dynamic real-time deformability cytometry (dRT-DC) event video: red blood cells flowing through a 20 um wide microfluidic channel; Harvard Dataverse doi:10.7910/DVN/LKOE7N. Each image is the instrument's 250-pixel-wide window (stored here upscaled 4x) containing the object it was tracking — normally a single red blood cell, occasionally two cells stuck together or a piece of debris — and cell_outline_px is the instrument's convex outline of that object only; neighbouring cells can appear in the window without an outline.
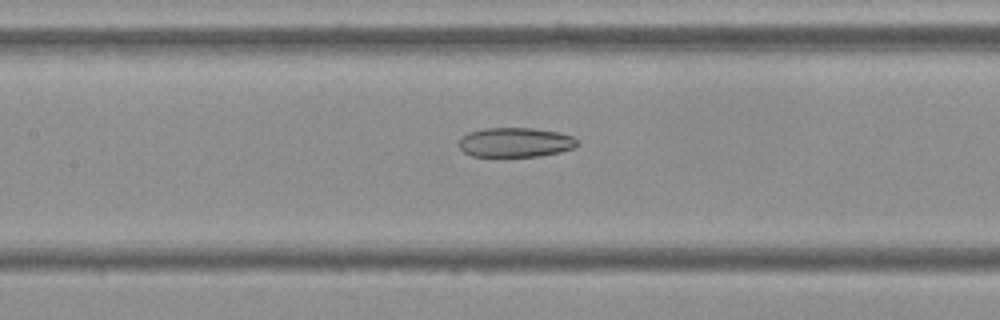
{"species": "Egyptian fruit bat (a non-hibernating species)", "species_latin": "Rousettus aegyptiacus", "temperature_condition": "cold", "stored_images_in_passage": 55, "camera_frame_rate_fps": 3000, "um_per_image_px": 0.085, "frame": {"image": 1, "passage_image": 25, "time_ms": 8.0, "image_size_px": [1000, 320], "cell_outline_px": [[580, 144], [572, 148], [560, 152], [540, 156], [472, 156], [464, 152], [460, 148], [460, 136], [468, 132], [484, 128], [532, 128], [560, 132], [572, 136]], "centroid_in_image_um": [43.8, 12.09], "position_along_channel_um": 163.6, "area_um2": 20.4}}
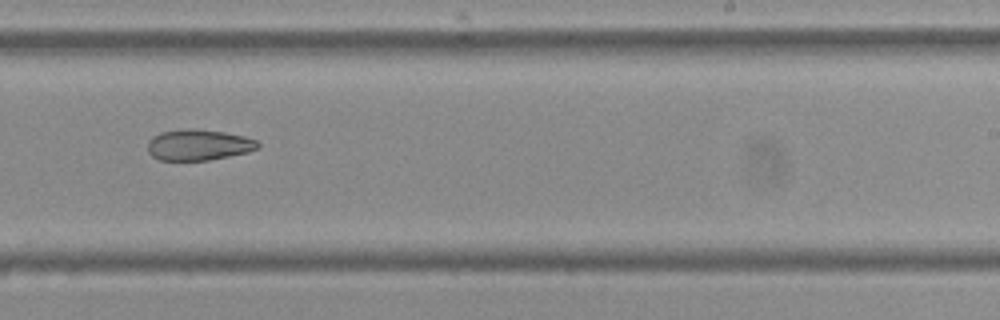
{"frame": {"image": 2, "passage_image": 34, "time_ms": 11.0, "image_size_px": [1000, 320], "cell_outline_px": [[260, 144], [256, 148], [248, 152], [208, 160], [160, 160], [152, 156], [148, 152], [148, 140], [152, 136], [160, 132], [180, 128], [196, 128], [224, 132], [244, 136], [256, 140]], "centroid_in_image_um": [16.83, 12.29], "position_along_channel_um": 272.2, "area_um2": 20.0}}
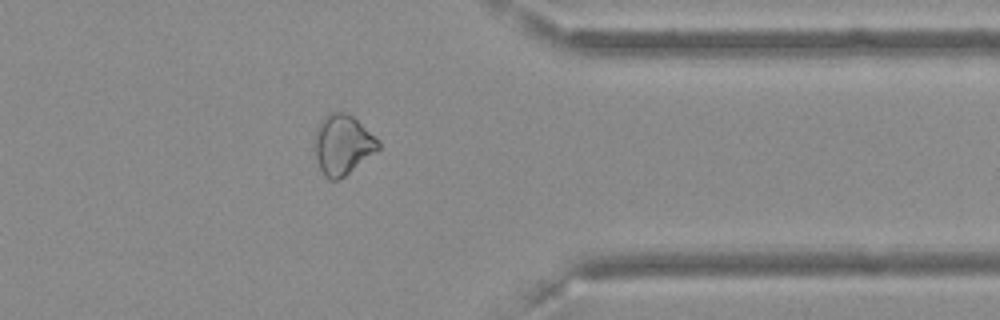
{"frame": {"image": 3, "passage_image": 44, "time_ms": 14.333, "image_size_px": [1000, 320], "cell_outline_px": [[380, 148], [376, 152], [344, 176], [336, 180], [328, 180], [324, 176], [320, 168], [312, 148], [312, 140], [316, 128], [320, 120], [324, 116], [332, 112], [348, 112], [380, 140]], "centroid_in_image_um": [29.08, 12.28], "position_along_channel_um": 382.3, "area_um2": 22.66}, "authors_computed_cell_mechanics": {"area_um2": 24.276, "velocity_mm_per_s": 3.6286, "shape_relaxation_time_tau1_ms": null, "shape_relaxation_time_tau2_ms": 7.8713, "deformation_change_tau1": null, "deformation_change_tau2": 0.1459}}